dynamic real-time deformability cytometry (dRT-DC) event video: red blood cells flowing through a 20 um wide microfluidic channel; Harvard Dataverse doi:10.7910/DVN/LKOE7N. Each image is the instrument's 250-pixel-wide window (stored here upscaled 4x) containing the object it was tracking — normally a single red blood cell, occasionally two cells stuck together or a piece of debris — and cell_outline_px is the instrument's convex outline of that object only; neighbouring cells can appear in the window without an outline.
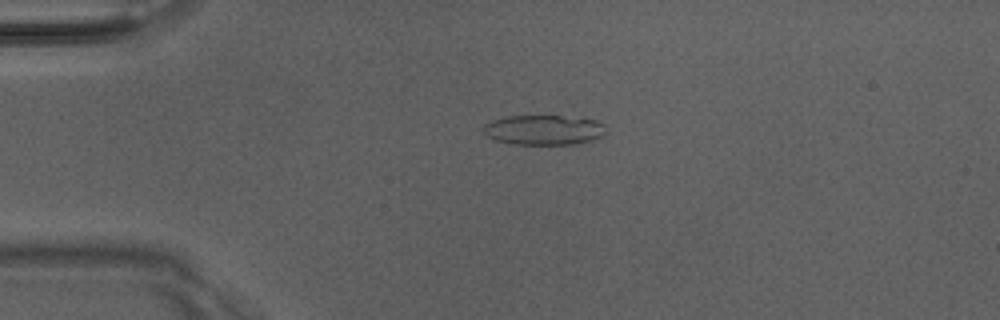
{"species": "Egyptian fruit bat (a non-hibernating species)", "species_latin": "Rousettus aegyptiacus", "temperature_condition": "room temperature", "stored_images_in_passage": 40, "camera_frame_rate_fps": 3000, "um_per_image_px": 0.085, "animal": {"sex": "male"}, "frame": {"image": 1, "passage_image": 1, "time_ms": 0.0, "image_size_px": [1000, 320], "cell_outline_px": [[604, 136], [580, 144], [516, 144], [496, 140], [488, 136], [484, 132], [484, 124], [492, 120], [508, 116], [560, 116], [596, 120], [604, 124]], "centroid_in_image_um": [46.24, 11.05], "position_along_channel_um": 38.8, "area_um2": 21.21}}
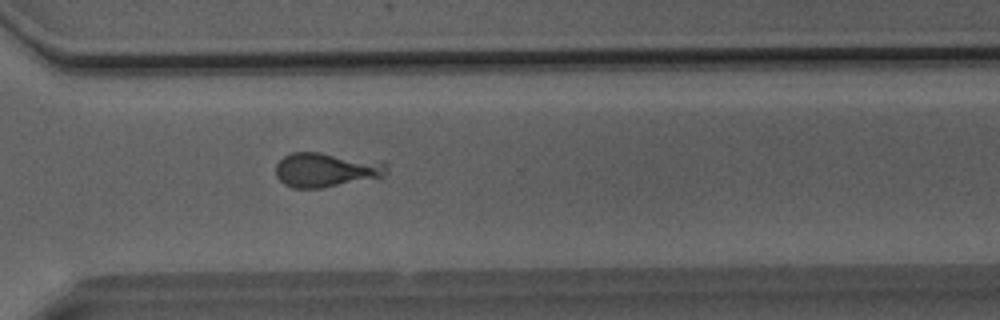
{"frame": {"image": 2, "passage_image": 26, "time_ms": 8.333, "image_size_px": [1000, 320], "cell_outline_px": [[388, 168], [384, 176], [380, 180], [320, 188], [292, 188], [284, 184], [276, 176], [276, 164], [284, 156], [292, 152], [320, 152], [388, 160]], "centroid_in_image_um": [27.88, 14.43], "position_along_channel_um": 342.7, "area_um2": 23.52}}
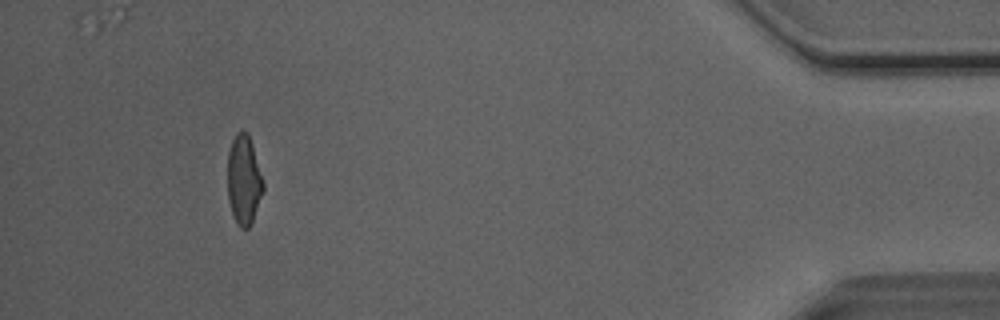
{"frame": {"image": 3, "passage_image": 36, "time_ms": 11.667, "image_size_px": [1000, 320], "cell_outline_px": [[264, 192], [252, 220], [248, 228], [240, 228], [236, 224], [228, 200], [228, 152], [232, 140], [236, 132], [248, 132], [252, 144], [264, 184]], "centroid_in_image_um": [20.72, 15.3], "position_along_channel_um": 414.5, "area_um2": 18.5}}